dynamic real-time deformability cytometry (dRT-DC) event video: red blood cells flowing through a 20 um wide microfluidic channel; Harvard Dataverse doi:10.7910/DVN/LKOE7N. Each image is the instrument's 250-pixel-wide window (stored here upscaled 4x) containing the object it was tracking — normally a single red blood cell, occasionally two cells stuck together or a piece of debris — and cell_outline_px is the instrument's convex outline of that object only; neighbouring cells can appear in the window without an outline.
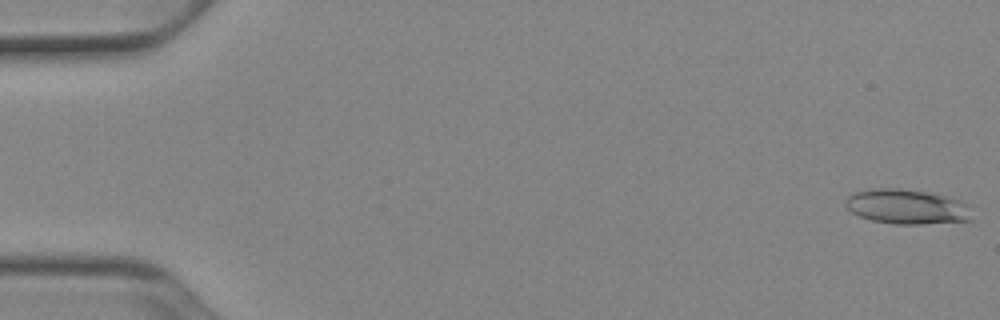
{"species": "Egyptian fruit bat (a non-hibernating species)", "species_latin": "Rousettus aegyptiacus", "temperature_condition": "cold", "stored_images_in_passage": 52, "camera_frame_rate_fps": 3000, "um_per_image_px": 0.085, "animal": {"sex": "female"}, "frame": {"image": 1, "passage_image": 1, "time_ms": 0.0, "image_size_px": [1000, 320], "cell_outline_px": [[972, 220], [916, 224], [896, 224], [872, 220], [860, 216], [852, 212], [844, 204], [848, 196], [856, 192], [880, 188], [896, 188], [924, 192], [948, 196], [960, 200], [968, 204]], "centroid_in_image_um": [77.1, 17.57], "position_along_channel_um": 7.9, "area_um2": 25.26}}
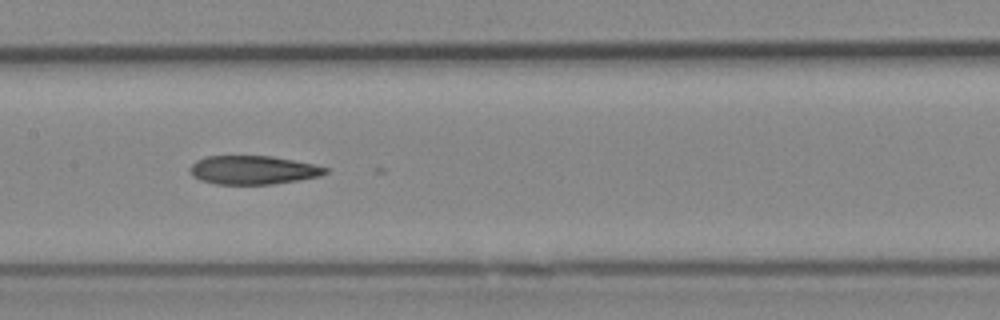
{"frame": {"image": 2, "passage_image": 26, "time_ms": 8.333, "image_size_px": [1000, 320], "cell_outline_px": [[328, 172], [320, 176], [300, 180], [272, 184], [216, 184], [200, 180], [192, 176], [188, 168], [196, 160], [208, 156], [272, 156], [312, 164], [328, 168]], "centroid_in_image_um": [21.48, 14.45], "position_along_channel_um": 185.9, "area_um2": 22.6}}
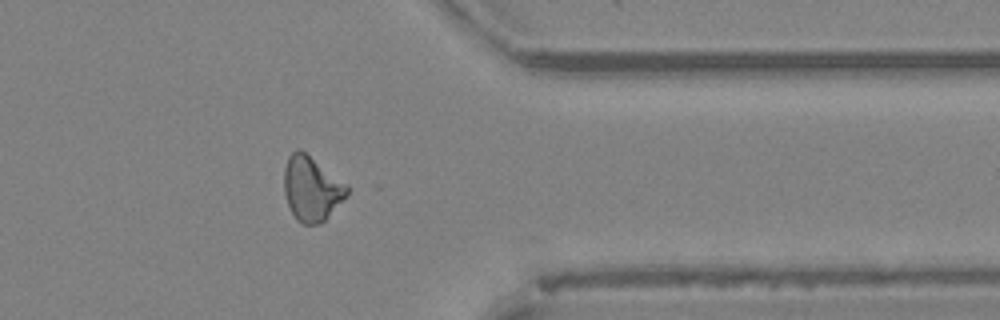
{"frame": {"image": 3, "passage_image": 42, "time_ms": 13.667, "image_size_px": [1000, 320], "cell_outline_px": [[348, 192], [328, 216], [320, 224], [304, 224], [296, 220], [288, 204], [284, 192], [284, 168], [288, 156], [296, 148], [300, 148], [348, 184]], "centroid_in_image_um": [26.46, 16.0], "position_along_channel_um": 384.9, "area_um2": 23.58}}